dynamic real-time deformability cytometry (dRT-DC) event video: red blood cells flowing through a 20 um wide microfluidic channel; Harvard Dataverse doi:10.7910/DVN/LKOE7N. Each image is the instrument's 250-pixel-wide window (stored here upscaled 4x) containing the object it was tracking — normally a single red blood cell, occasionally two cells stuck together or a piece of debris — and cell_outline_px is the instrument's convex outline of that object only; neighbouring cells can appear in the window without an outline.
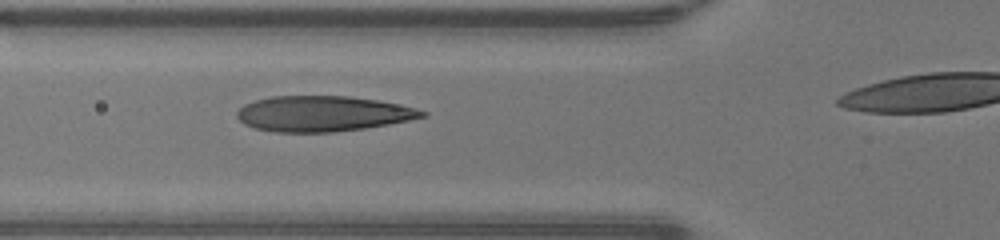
{"species": "human", "species_latin": "Homo sapiens", "temperature_condition": "warm", "stored_images_in_passage": 30, "camera_frame_rate_fps": 3000, "um_per_image_px": 0.085, "donor": {"sex": "male"}, "frame": {"image": 1, "passage_image": 8, "time_ms": 2.333, "image_size_px": [1000, 240], "cell_outline_px": [[428, 116], [388, 124], [364, 128], [332, 132], [276, 132], [256, 128], [244, 124], [236, 116], [236, 112], [244, 104], [256, 100], [272, 96], [348, 96], [380, 100], [416, 108], [428, 112]], "centroid_in_image_um": [27.45, 9.66], "position_along_channel_um": 98.4, "area_um2": 38.26}}
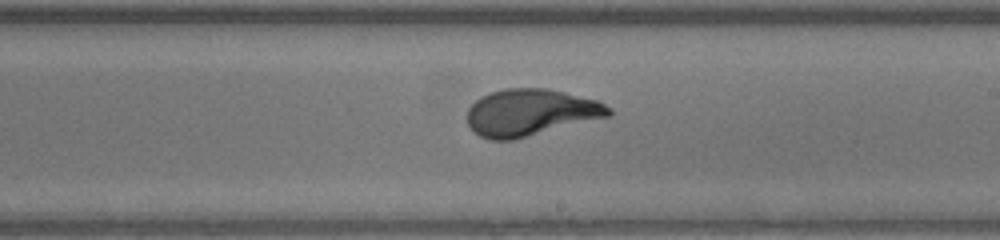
{"frame": {"image": 2, "passage_image": 18, "time_ms": 5.667, "image_size_px": [1000, 240], "cell_outline_px": [[612, 116], [512, 140], [488, 140], [480, 136], [468, 124], [468, 108], [480, 96], [488, 92], [504, 88], [548, 88], [596, 100], [612, 108]], "centroid_in_image_um": [45.11, 9.55], "position_along_channel_um": 243.9, "area_um2": 38.73}}
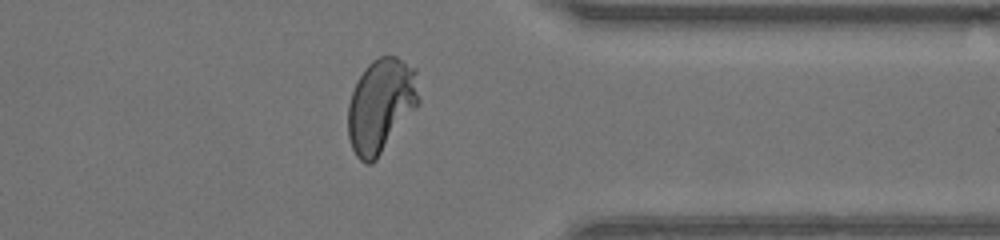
{"frame": {"image": 3, "passage_image": 28, "time_ms": 9.0, "image_size_px": [1000, 240], "cell_outline_px": [[420, 104], [376, 160], [372, 164], [364, 164], [356, 156], [352, 148], [348, 136], [348, 104], [356, 80], [364, 68], [372, 60], [380, 56], [396, 56], [416, 68], [420, 100]], "centroid_in_image_um": [32.39, 8.96], "position_along_channel_um": 379.0, "area_um2": 39.36}}